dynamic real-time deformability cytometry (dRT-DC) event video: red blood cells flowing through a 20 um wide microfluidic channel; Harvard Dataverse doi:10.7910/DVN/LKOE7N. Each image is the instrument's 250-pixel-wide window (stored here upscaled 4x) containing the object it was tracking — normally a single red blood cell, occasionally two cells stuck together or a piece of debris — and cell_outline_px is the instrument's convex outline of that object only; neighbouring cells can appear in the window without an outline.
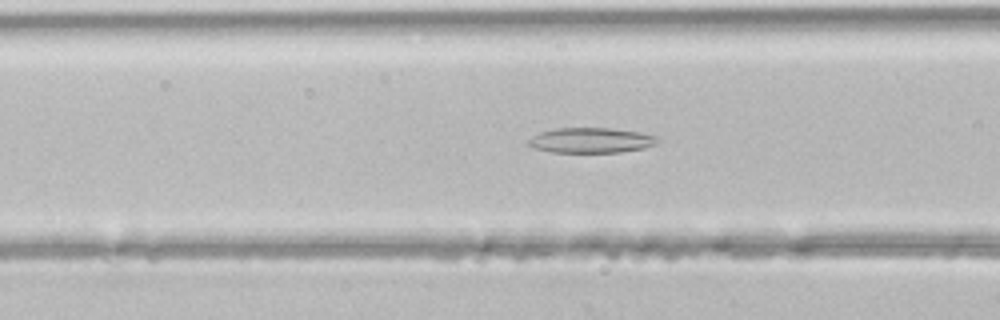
{"species": "common noctule bat (a hibernating species)", "species_latin": "Nyctalus noctula", "temperature_condition": "room temperature", "stored_images_in_passage": 36, "segment_of_instrument_passage": [1, 2], "camera_frame_rate_fps": 3000, "um_per_image_px": 0.085, "animal": {"sex": "male", "body_mass_g": 21.5, "forearm_length_mm": 52.0}, "frame": {"image": 1, "passage_image": 7, "time_ms": 2.0, "image_size_px": [1000, 320], "cell_outline_px": [[656, 144], [644, 148], [620, 152], [552, 152], [536, 148], [528, 144], [528, 140], [532, 136], [540, 132], [560, 128], [608, 128], [640, 132], [656, 136]], "centroid_in_image_um": [50.23, 11.92], "position_along_channel_um": 116.4, "area_um2": 18.67}}
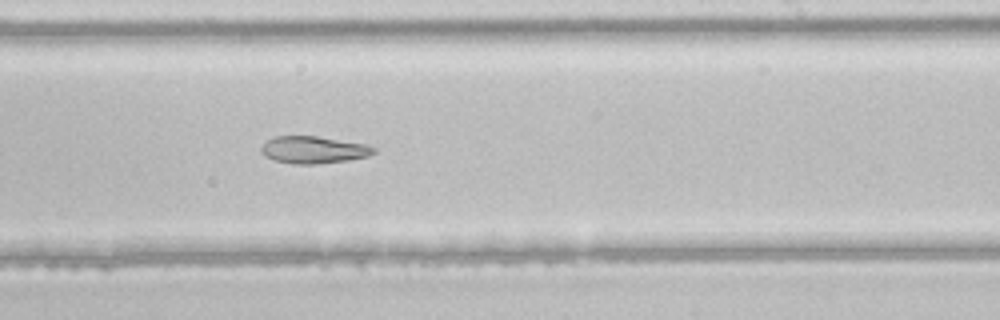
{"frame": {"image": 2, "passage_image": 17, "time_ms": 5.333, "image_size_px": [1000, 320], "cell_outline_px": [[376, 152], [368, 156], [348, 160], [316, 164], [292, 164], [272, 160], [264, 156], [260, 152], [260, 148], [268, 140], [276, 136], [316, 136], [368, 144], [376, 148]], "centroid_in_image_um": [26.65, 12.74], "position_along_channel_um": 262.4, "area_um2": 17.98}}
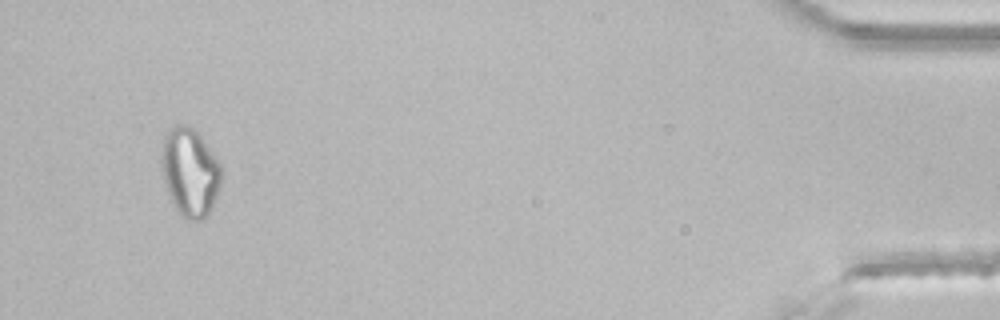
{"frame": {"image": 3, "passage_image": 33, "time_ms": 10.667, "image_size_px": [1000, 320], "cell_outline_px": [[220, 188], [208, 216], [204, 220], [184, 220], [180, 216], [168, 192], [164, 180], [160, 160], [164, 136], [172, 128], [180, 124], [184, 124], [192, 128], [200, 136], [220, 164]], "centroid_in_image_um": [16.14, 14.68], "position_along_channel_um": 419.1, "area_um2": 30.52}}